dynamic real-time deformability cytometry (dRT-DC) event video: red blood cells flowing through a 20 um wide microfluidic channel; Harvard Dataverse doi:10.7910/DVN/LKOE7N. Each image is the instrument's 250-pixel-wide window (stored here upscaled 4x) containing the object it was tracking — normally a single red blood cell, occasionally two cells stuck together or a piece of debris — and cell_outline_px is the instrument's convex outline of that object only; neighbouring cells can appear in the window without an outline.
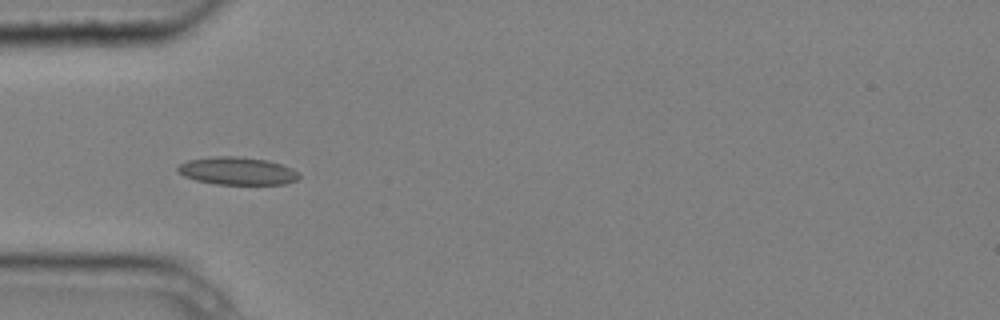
{"species": "common noctule bat (a hibernating species)", "species_latin": "Nyctalus noctula", "temperature_condition": "cold", "stored_images_in_passage": 13, "camera_frame_rate_fps": 3000, "um_per_image_px": 0.085, "animal": {"sex": "male", "body_mass_g": 20.4}, "frame": {"image": 1, "passage_image": 4, "time_ms": 1.0, "image_size_px": [1000, 320], "cell_outline_px": [[300, 176], [296, 180], [284, 184], [216, 184], [196, 180], [184, 176], [176, 168], [180, 164], [188, 160], [216, 156], [236, 156], [264, 160], [280, 164], [292, 168]], "centroid_in_image_um": [20.15, 14.53], "position_along_channel_um": 64.8, "area_um2": 19.31}}
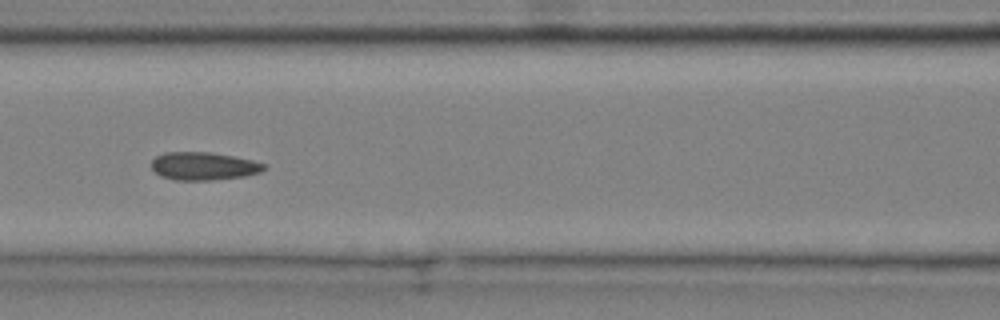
{"frame": {"image": 2, "passage_image": 6, "time_ms": 1.667, "image_size_px": [1000, 320], "cell_outline_px": [[268, 168], [260, 172], [244, 176], [212, 180], [176, 180], [160, 176], [152, 168], [152, 160], [156, 156], [164, 152], [212, 152], [252, 160], [268, 164]], "centroid_in_image_um": [17.33, 14.11], "position_along_channel_um": 149.3, "area_um2": 18.44}}
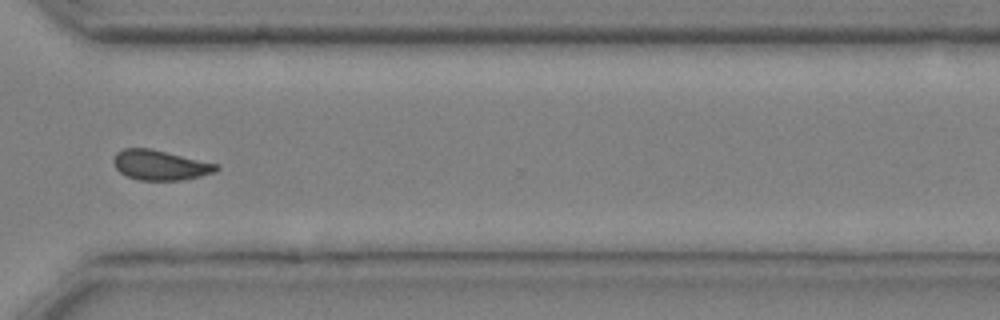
{"frame": {"image": 3, "passage_image": 11, "time_ms": 3.333, "image_size_px": [1000, 320], "cell_outline_px": [[220, 168], [216, 172], [184, 180], [140, 180], [128, 176], [120, 172], [116, 168], [112, 160], [116, 152], [124, 148], [152, 148], [220, 164]], "centroid_in_image_um": [13.65, 14.02], "position_along_channel_um": 356.9, "area_um2": 18.21}}